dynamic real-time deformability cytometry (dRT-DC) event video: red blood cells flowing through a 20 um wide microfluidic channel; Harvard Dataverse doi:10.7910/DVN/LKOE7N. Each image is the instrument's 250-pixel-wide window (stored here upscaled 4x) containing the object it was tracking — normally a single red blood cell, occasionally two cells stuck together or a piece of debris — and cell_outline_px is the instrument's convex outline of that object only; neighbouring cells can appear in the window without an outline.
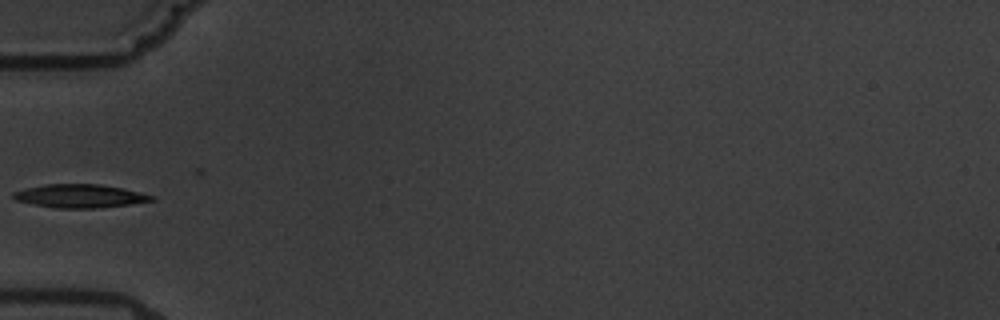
{"species": "common noctule bat (a hibernating species)", "species_latin": "Nyctalus noctula", "temperature_condition": "warm", "stored_images_in_passage": 10, "camera_frame_rate_fps": 3000, "um_per_image_px": 0.085, "animal": {"sex": "male", "body_mass_g": 19.5, "forearm_length_mm": 54.6}, "frame": {"image": 1, "passage_image": 6, "time_ms": 6.667, "image_size_px": [1000, 320], "cell_outline_px": [[156, 200], [128, 204], [96, 208], [56, 208], [16, 200], [12, 196], [12, 192], [28, 188], [48, 184], [100, 184], [124, 188], [156, 196]], "centroid_in_image_um": [6.85, 16.65], "position_along_channel_um": 78.2, "area_um2": 18.67}}
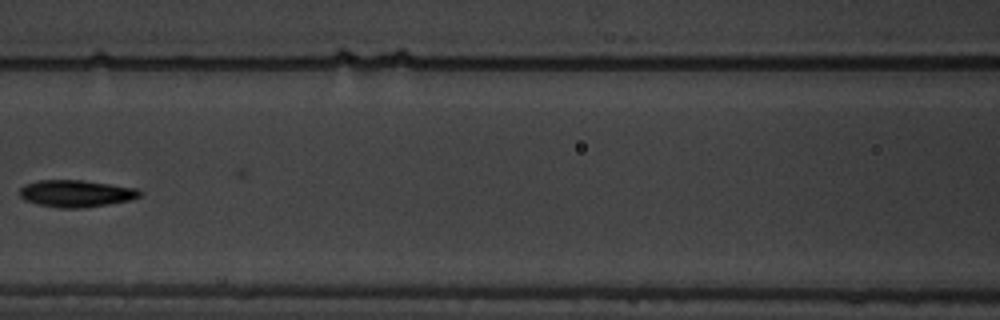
{"frame": {"image": 2, "passage_image": 8, "time_ms": 9.0, "image_size_px": [1000, 320], "cell_outline_px": [[144, 192], [140, 196], [128, 200], [108, 204], [80, 208], [60, 208], [40, 204], [24, 200], [20, 196], [20, 188], [36, 180], [84, 180], [136, 188]], "centroid_in_image_um": [6.48, 16.44], "position_along_channel_um": 160.1, "area_um2": 18.73}}